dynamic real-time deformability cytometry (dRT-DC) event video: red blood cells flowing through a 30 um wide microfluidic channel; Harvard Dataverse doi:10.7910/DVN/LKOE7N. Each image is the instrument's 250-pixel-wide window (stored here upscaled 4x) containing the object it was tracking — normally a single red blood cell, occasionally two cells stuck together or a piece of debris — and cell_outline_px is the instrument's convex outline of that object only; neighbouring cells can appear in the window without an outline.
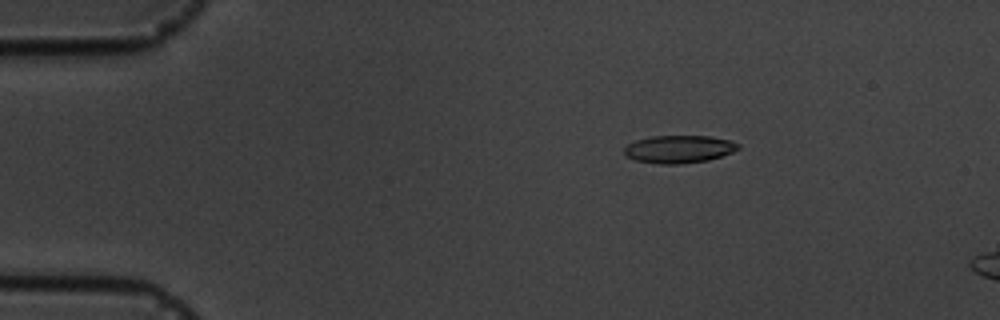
{"species": "common noctule bat (a hibernating species)", "species_latin": "Nyctalus noctula", "temperature_condition": "cold", "stored_images_in_passage": 3, "camera_frame_rate_fps": 3000, "um_per_image_px": 0.085, "animal": {"sex": "male", "body_mass_g": 19.5, "forearm_length_mm": 54.6}, "frame": {"image": 1, "passage_image": 1, "time_ms": 0.0, "image_size_px": [1000, 320], "cell_outline_px": [[740, 148], [732, 152], [708, 160], [680, 164], [660, 164], [636, 160], [624, 156], [624, 148], [628, 144], [636, 140], [652, 136], [708, 136], [732, 140], [740, 144]], "centroid_in_image_um": [57.71, 12.67], "position_along_channel_um": 27.3, "area_um2": 18.44}}